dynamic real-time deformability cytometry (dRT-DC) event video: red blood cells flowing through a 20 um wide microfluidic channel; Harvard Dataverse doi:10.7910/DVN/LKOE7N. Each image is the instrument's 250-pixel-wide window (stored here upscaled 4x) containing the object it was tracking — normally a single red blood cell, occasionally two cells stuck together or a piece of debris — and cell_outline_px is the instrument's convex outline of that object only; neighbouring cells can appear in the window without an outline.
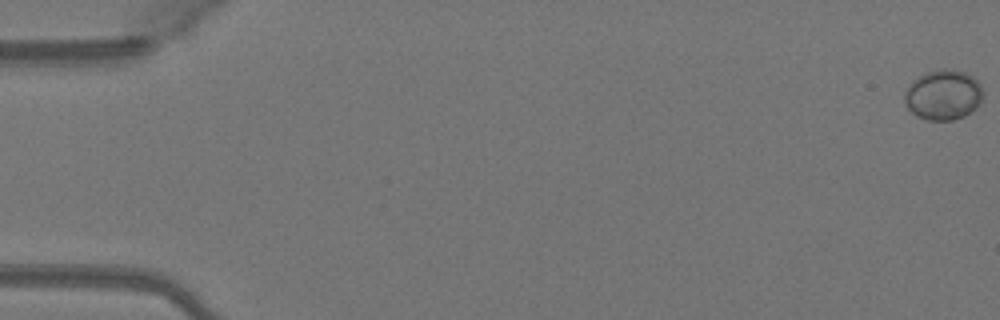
{"species": "Egyptian fruit bat (a non-hibernating species)", "species_latin": "Rousettus aegyptiacus", "temperature_condition": "warm", "stored_images_in_passage": 29, "camera_frame_rate_fps": 3000, "um_per_image_px": 0.085, "animal": {"sex": "female"}, "frame": {"image": 1, "passage_image": 1, "time_ms": 0.0, "image_size_px": [1000, 320], "cell_outline_px": [[984, 96], [976, 108], [972, 112], [964, 116], [952, 120], [924, 120], [916, 116], [908, 108], [904, 100], [904, 92], [908, 84], [912, 80], [928, 72], [940, 68], [944, 68], [964, 72], [972, 76], [980, 84], [984, 92]], "centroid_in_image_um": [80.17, 8.07], "position_along_channel_um": 4.8, "area_um2": 23.18}}
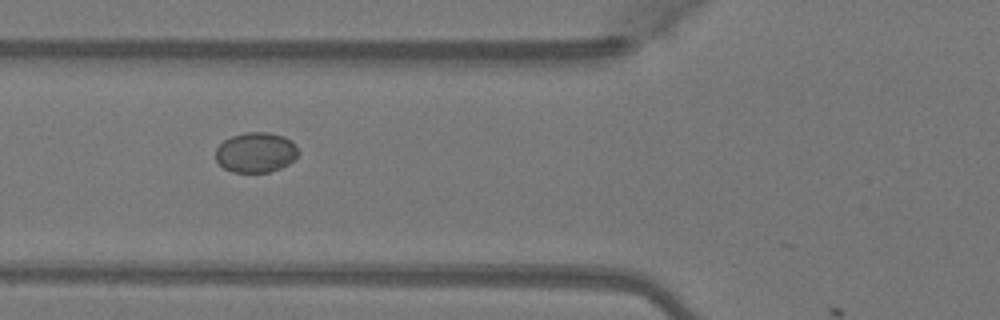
{"frame": {"image": 2, "passage_image": 20, "time_ms": 6.333, "image_size_px": [1000, 320], "cell_outline_px": [[300, 152], [288, 164], [280, 168], [268, 172], [232, 172], [224, 168], [216, 160], [216, 148], [224, 140], [232, 136], [244, 132], [268, 132], [284, 136], [292, 140]], "centroid_in_image_um": [21.75, 12.94], "position_along_channel_um": 104.1, "area_um2": 19.36}}
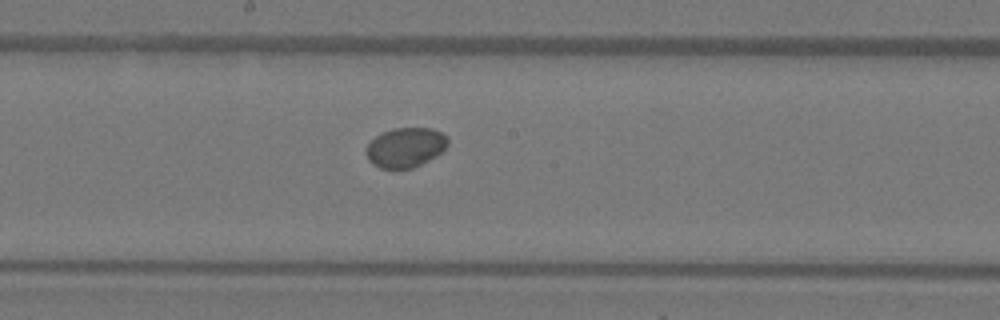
{"frame": {"image": 3, "passage_image": 28, "time_ms": 9.0, "image_size_px": [1000, 320], "cell_outline_px": [[448, 144], [436, 156], [412, 168], [380, 168], [372, 164], [368, 160], [364, 152], [364, 148], [376, 136], [384, 132], [396, 128], [432, 128], [448, 136]], "centroid_in_image_um": [34.44, 12.53], "position_along_channel_um": 213.8, "area_um2": 18.84}}